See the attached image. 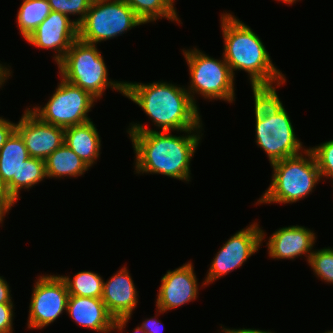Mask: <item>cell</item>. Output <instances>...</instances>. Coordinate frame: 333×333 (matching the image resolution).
I'll return each instance as SVG.
<instances>
[{
	"instance_id": "7402d4cb",
	"label": "cell",
	"mask_w": 333,
	"mask_h": 333,
	"mask_svg": "<svg viewBox=\"0 0 333 333\" xmlns=\"http://www.w3.org/2000/svg\"><path fill=\"white\" fill-rule=\"evenodd\" d=\"M286 82V78L274 84L251 85L254 96L255 122H263L268 116H275L283 108V103L276 91Z\"/></svg>"
},
{
	"instance_id": "7c38bea8",
	"label": "cell",
	"mask_w": 333,
	"mask_h": 333,
	"mask_svg": "<svg viewBox=\"0 0 333 333\" xmlns=\"http://www.w3.org/2000/svg\"><path fill=\"white\" fill-rule=\"evenodd\" d=\"M193 263L188 261L174 270H167L161 278L156 298V315L164 314L193 302L199 294V284Z\"/></svg>"
},
{
	"instance_id": "1f68e13d",
	"label": "cell",
	"mask_w": 333,
	"mask_h": 333,
	"mask_svg": "<svg viewBox=\"0 0 333 333\" xmlns=\"http://www.w3.org/2000/svg\"><path fill=\"white\" fill-rule=\"evenodd\" d=\"M146 333H163V325L157 317L146 318L142 321V324L139 325Z\"/></svg>"
},
{
	"instance_id": "ffe728a7",
	"label": "cell",
	"mask_w": 333,
	"mask_h": 333,
	"mask_svg": "<svg viewBox=\"0 0 333 333\" xmlns=\"http://www.w3.org/2000/svg\"><path fill=\"white\" fill-rule=\"evenodd\" d=\"M47 179L82 176L90 168L68 146L63 144L45 159Z\"/></svg>"
},
{
	"instance_id": "e0dca14e",
	"label": "cell",
	"mask_w": 333,
	"mask_h": 333,
	"mask_svg": "<svg viewBox=\"0 0 333 333\" xmlns=\"http://www.w3.org/2000/svg\"><path fill=\"white\" fill-rule=\"evenodd\" d=\"M66 313L80 327L98 333L115 331V319L100 298L69 296Z\"/></svg>"
},
{
	"instance_id": "836d02e7",
	"label": "cell",
	"mask_w": 333,
	"mask_h": 333,
	"mask_svg": "<svg viewBox=\"0 0 333 333\" xmlns=\"http://www.w3.org/2000/svg\"><path fill=\"white\" fill-rule=\"evenodd\" d=\"M222 328H220L222 330V333H275L272 332L271 330H260V329H254V328H238V329H230V328H224V326L221 325Z\"/></svg>"
},
{
	"instance_id": "9a60e30c",
	"label": "cell",
	"mask_w": 333,
	"mask_h": 333,
	"mask_svg": "<svg viewBox=\"0 0 333 333\" xmlns=\"http://www.w3.org/2000/svg\"><path fill=\"white\" fill-rule=\"evenodd\" d=\"M16 131L23 138L30 157L45 160L65 142V129L43 122L29 107L16 123Z\"/></svg>"
},
{
	"instance_id": "30bf717a",
	"label": "cell",
	"mask_w": 333,
	"mask_h": 333,
	"mask_svg": "<svg viewBox=\"0 0 333 333\" xmlns=\"http://www.w3.org/2000/svg\"><path fill=\"white\" fill-rule=\"evenodd\" d=\"M33 284L26 325L40 330L66 311L69 292L60 274L39 275Z\"/></svg>"
},
{
	"instance_id": "9c48e42d",
	"label": "cell",
	"mask_w": 333,
	"mask_h": 333,
	"mask_svg": "<svg viewBox=\"0 0 333 333\" xmlns=\"http://www.w3.org/2000/svg\"><path fill=\"white\" fill-rule=\"evenodd\" d=\"M265 234L258 222H253V224H249L246 228L230 236L211 261L201 287L212 284L222 276H226L244 265L243 263L247 262V259L257 253L259 248L263 246L261 244L266 241Z\"/></svg>"
},
{
	"instance_id": "d590c367",
	"label": "cell",
	"mask_w": 333,
	"mask_h": 333,
	"mask_svg": "<svg viewBox=\"0 0 333 333\" xmlns=\"http://www.w3.org/2000/svg\"><path fill=\"white\" fill-rule=\"evenodd\" d=\"M6 215H8V214L5 211L0 209V224H1L0 226H3L2 223L4 222V220H5L4 218Z\"/></svg>"
},
{
	"instance_id": "277c9868",
	"label": "cell",
	"mask_w": 333,
	"mask_h": 333,
	"mask_svg": "<svg viewBox=\"0 0 333 333\" xmlns=\"http://www.w3.org/2000/svg\"><path fill=\"white\" fill-rule=\"evenodd\" d=\"M273 169L269 187L255 202L261 204H292L308 197L323 180L313 152L302 153L270 164Z\"/></svg>"
},
{
	"instance_id": "7a4b0ae2",
	"label": "cell",
	"mask_w": 333,
	"mask_h": 333,
	"mask_svg": "<svg viewBox=\"0 0 333 333\" xmlns=\"http://www.w3.org/2000/svg\"><path fill=\"white\" fill-rule=\"evenodd\" d=\"M124 97L138 105L159 131L185 134L186 130L203 129L198 104L192 102L186 86L125 81Z\"/></svg>"
},
{
	"instance_id": "f35d334b",
	"label": "cell",
	"mask_w": 333,
	"mask_h": 333,
	"mask_svg": "<svg viewBox=\"0 0 333 333\" xmlns=\"http://www.w3.org/2000/svg\"><path fill=\"white\" fill-rule=\"evenodd\" d=\"M324 333H333V330H328L327 332H324Z\"/></svg>"
},
{
	"instance_id": "d6986e66",
	"label": "cell",
	"mask_w": 333,
	"mask_h": 333,
	"mask_svg": "<svg viewBox=\"0 0 333 333\" xmlns=\"http://www.w3.org/2000/svg\"><path fill=\"white\" fill-rule=\"evenodd\" d=\"M93 121L65 128V142L90 168L101 154V138Z\"/></svg>"
},
{
	"instance_id": "44dd1931",
	"label": "cell",
	"mask_w": 333,
	"mask_h": 333,
	"mask_svg": "<svg viewBox=\"0 0 333 333\" xmlns=\"http://www.w3.org/2000/svg\"><path fill=\"white\" fill-rule=\"evenodd\" d=\"M127 3L144 22H155L165 18L171 22L182 24L177 9L174 7L175 0H122Z\"/></svg>"
},
{
	"instance_id": "f1b7e54d",
	"label": "cell",
	"mask_w": 333,
	"mask_h": 333,
	"mask_svg": "<svg viewBox=\"0 0 333 333\" xmlns=\"http://www.w3.org/2000/svg\"><path fill=\"white\" fill-rule=\"evenodd\" d=\"M13 304H0V333H13Z\"/></svg>"
},
{
	"instance_id": "2e32d148",
	"label": "cell",
	"mask_w": 333,
	"mask_h": 333,
	"mask_svg": "<svg viewBox=\"0 0 333 333\" xmlns=\"http://www.w3.org/2000/svg\"><path fill=\"white\" fill-rule=\"evenodd\" d=\"M316 239L315 232L305 226L291 225L280 227L269 236L266 242L269 258L294 260L299 256H306L308 263L314 250Z\"/></svg>"
},
{
	"instance_id": "484cf974",
	"label": "cell",
	"mask_w": 333,
	"mask_h": 333,
	"mask_svg": "<svg viewBox=\"0 0 333 333\" xmlns=\"http://www.w3.org/2000/svg\"><path fill=\"white\" fill-rule=\"evenodd\" d=\"M47 178L45 160L29 157L20 169V190L29 189Z\"/></svg>"
},
{
	"instance_id": "83f0119b",
	"label": "cell",
	"mask_w": 333,
	"mask_h": 333,
	"mask_svg": "<svg viewBox=\"0 0 333 333\" xmlns=\"http://www.w3.org/2000/svg\"><path fill=\"white\" fill-rule=\"evenodd\" d=\"M309 149L313 152L321 178L325 177L333 181V140L309 147Z\"/></svg>"
},
{
	"instance_id": "ba28073f",
	"label": "cell",
	"mask_w": 333,
	"mask_h": 333,
	"mask_svg": "<svg viewBox=\"0 0 333 333\" xmlns=\"http://www.w3.org/2000/svg\"><path fill=\"white\" fill-rule=\"evenodd\" d=\"M97 101L89 92L60 77L48 102L44 106L29 109L43 122L65 129L91 121L88 113Z\"/></svg>"
},
{
	"instance_id": "5bb4252c",
	"label": "cell",
	"mask_w": 333,
	"mask_h": 333,
	"mask_svg": "<svg viewBox=\"0 0 333 333\" xmlns=\"http://www.w3.org/2000/svg\"><path fill=\"white\" fill-rule=\"evenodd\" d=\"M77 39L78 24L65 14L51 11L25 41L41 50L51 49L57 64Z\"/></svg>"
},
{
	"instance_id": "603a6c76",
	"label": "cell",
	"mask_w": 333,
	"mask_h": 333,
	"mask_svg": "<svg viewBox=\"0 0 333 333\" xmlns=\"http://www.w3.org/2000/svg\"><path fill=\"white\" fill-rule=\"evenodd\" d=\"M51 12L48 0H23L17 15L20 35L27 39Z\"/></svg>"
},
{
	"instance_id": "4316f807",
	"label": "cell",
	"mask_w": 333,
	"mask_h": 333,
	"mask_svg": "<svg viewBox=\"0 0 333 333\" xmlns=\"http://www.w3.org/2000/svg\"><path fill=\"white\" fill-rule=\"evenodd\" d=\"M51 11L67 16H78L74 21L79 24L87 14L93 0H48Z\"/></svg>"
},
{
	"instance_id": "74e56055",
	"label": "cell",
	"mask_w": 333,
	"mask_h": 333,
	"mask_svg": "<svg viewBox=\"0 0 333 333\" xmlns=\"http://www.w3.org/2000/svg\"><path fill=\"white\" fill-rule=\"evenodd\" d=\"M281 2H284V4L292 5L293 3H296L299 0H278Z\"/></svg>"
},
{
	"instance_id": "8fae6325",
	"label": "cell",
	"mask_w": 333,
	"mask_h": 333,
	"mask_svg": "<svg viewBox=\"0 0 333 333\" xmlns=\"http://www.w3.org/2000/svg\"><path fill=\"white\" fill-rule=\"evenodd\" d=\"M294 130L285 107L275 116H268L263 122H255V142L265 151L270 164L305 150L306 147H303Z\"/></svg>"
},
{
	"instance_id": "4dcf8cb0",
	"label": "cell",
	"mask_w": 333,
	"mask_h": 333,
	"mask_svg": "<svg viewBox=\"0 0 333 333\" xmlns=\"http://www.w3.org/2000/svg\"><path fill=\"white\" fill-rule=\"evenodd\" d=\"M15 130L16 123L10 121L9 119L0 117V149Z\"/></svg>"
},
{
	"instance_id": "4fadbf2b",
	"label": "cell",
	"mask_w": 333,
	"mask_h": 333,
	"mask_svg": "<svg viewBox=\"0 0 333 333\" xmlns=\"http://www.w3.org/2000/svg\"><path fill=\"white\" fill-rule=\"evenodd\" d=\"M130 271L123 266L110 279L103 282L101 300L115 319V330L122 333L138 304V291Z\"/></svg>"
},
{
	"instance_id": "ac0fdd59",
	"label": "cell",
	"mask_w": 333,
	"mask_h": 333,
	"mask_svg": "<svg viewBox=\"0 0 333 333\" xmlns=\"http://www.w3.org/2000/svg\"><path fill=\"white\" fill-rule=\"evenodd\" d=\"M29 157L23 138L15 130L0 149V176L16 202L20 196L21 165Z\"/></svg>"
},
{
	"instance_id": "6da1fadb",
	"label": "cell",
	"mask_w": 333,
	"mask_h": 333,
	"mask_svg": "<svg viewBox=\"0 0 333 333\" xmlns=\"http://www.w3.org/2000/svg\"><path fill=\"white\" fill-rule=\"evenodd\" d=\"M127 129L134 149V174H161L184 182L191 181L190 164L201 144L203 130H186V134L172 135L142 123L131 122Z\"/></svg>"
},
{
	"instance_id": "5b68a950",
	"label": "cell",
	"mask_w": 333,
	"mask_h": 333,
	"mask_svg": "<svg viewBox=\"0 0 333 333\" xmlns=\"http://www.w3.org/2000/svg\"><path fill=\"white\" fill-rule=\"evenodd\" d=\"M59 76L97 100L111 88L124 95L125 82L108 78V68L96 44L77 39L57 63Z\"/></svg>"
},
{
	"instance_id": "8992f818",
	"label": "cell",
	"mask_w": 333,
	"mask_h": 333,
	"mask_svg": "<svg viewBox=\"0 0 333 333\" xmlns=\"http://www.w3.org/2000/svg\"><path fill=\"white\" fill-rule=\"evenodd\" d=\"M182 51L190 75L186 90L195 105L197 94L204 100L235 102V78L223 55L222 59H215L197 47L183 48Z\"/></svg>"
},
{
	"instance_id": "3957f363",
	"label": "cell",
	"mask_w": 333,
	"mask_h": 333,
	"mask_svg": "<svg viewBox=\"0 0 333 333\" xmlns=\"http://www.w3.org/2000/svg\"><path fill=\"white\" fill-rule=\"evenodd\" d=\"M220 23L224 38L223 57L235 71L248 73L250 85L274 84L284 80L285 75L273 64L261 38L232 13H221Z\"/></svg>"
},
{
	"instance_id": "d6a6232c",
	"label": "cell",
	"mask_w": 333,
	"mask_h": 333,
	"mask_svg": "<svg viewBox=\"0 0 333 333\" xmlns=\"http://www.w3.org/2000/svg\"><path fill=\"white\" fill-rule=\"evenodd\" d=\"M10 286L3 276H0V304H13Z\"/></svg>"
},
{
	"instance_id": "cb8c5ba5",
	"label": "cell",
	"mask_w": 333,
	"mask_h": 333,
	"mask_svg": "<svg viewBox=\"0 0 333 333\" xmlns=\"http://www.w3.org/2000/svg\"><path fill=\"white\" fill-rule=\"evenodd\" d=\"M70 276H63L61 278L65 281L69 296H81L100 298L103 293V282L104 279L100 274L92 271H80L77 274Z\"/></svg>"
},
{
	"instance_id": "e575fe53",
	"label": "cell",
	"mask_w": 333,
	"mask_h": 333,
	"mask_svg": "<svg viewBox=\"0 0 333 333\" xmlns=\"http://www.w3.org/2000/svg\"><path fill=\"white\" fill-rule=\"evenodd\" d=\"M10 68L11 66H9V64L7 66L6 64L3 65L0 63V88L7 82L13 73Z\"/></svg>"
},
{
	"instance_id": "f546056e",
	"label": "cell",
	"mask_w": 333,
	"mask_h": 333,
	"mask_svg": "<svg viewBox=\"0 0 333 333\" xmlns=\"http://www.w3.org/2000/svg\"><path fill=\"white\" fill-rule=\"evenodd\" d=\"M17 203L9 194L6 184L2 181L0 176V209L9 214V211Z\"/></svg>"
},
{
	"instance_id": "d4e9b609",
	"label": "cell",
	"mask_w": 333,
	"mask_h": 333,
	"mask_svg": "<svg viewBox=\"0 0 333 333\" xmlns=\"http://www.w3.org/2000/svg\"><path fill=\"white\" fill-rule=\"evenodd\" d=\"M308 265L319 279L333 284V248L314 249Z\"/></svg>"
},
{
	"instance_id": "52a82bcc",
	"label": "cell",
	"mask_w": 333,
	"mask_h": 333,
	"mask_svg": "<svg viewBox=\"0 0 333 333\" xmlns=\"http://www.w3.org/2000/svg\"><path fill=\"white\" fill-rule=\"evenodd\" d=\"M143 24L134 10L122 0H93L78 24V39L97 45Z\"/></svg>"
},
{
	"instance_id": "8d00e7d4",
	"label": "cell",
	"mask_w": 333,
	"mask_h": 333,
	"mask_svg": "<svg viewBox=\"0 0 333 333\" xmlns=\"http://www.w3.org/2000/svg\"><path fill=\"white\" fill-rule=\"evenodd\" d=\"M134 331L132 333H146L138 324L136 328L133 329Z\"/></svg>"
}]
</instances>
